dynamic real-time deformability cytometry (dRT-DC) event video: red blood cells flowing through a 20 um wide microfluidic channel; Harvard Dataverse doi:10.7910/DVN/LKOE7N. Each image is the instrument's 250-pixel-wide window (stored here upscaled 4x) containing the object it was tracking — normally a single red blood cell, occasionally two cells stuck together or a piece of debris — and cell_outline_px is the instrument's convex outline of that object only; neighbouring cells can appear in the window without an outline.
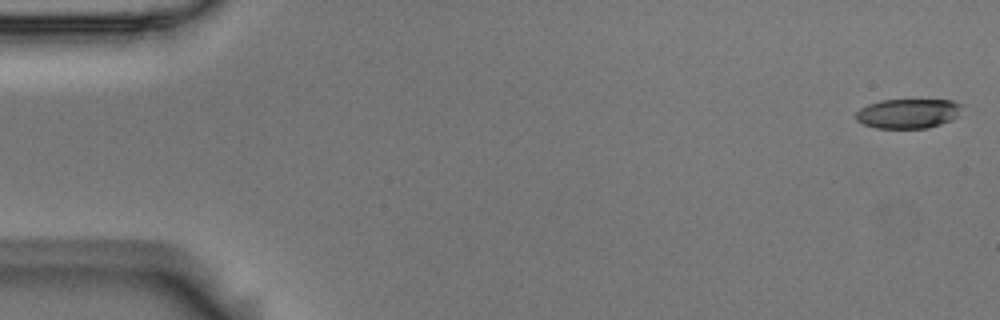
{"species": "Egyptian fruit bat (a non-hibernating species)", "species_latin": "Rousettus aegyptiacus", "temperature_condition": "room temperature", "stored_images_in_passage": 6, "segment_of_instrument_passage": [1, 2], "camera_frame_rate_fps": 3000, "um_per_image_px": 0.085, "animal": {"sex": "male"}, "frame": {"image": 1, "passage_image": 1, "time_ms": 0.0, "image_size_px": [1000, 320], "cell_outline_px": [[960, 104], [956, 116], [952, 120], [928, 128], [876, 128], [864, 124], [856, 120], [856, 112], [860, 108], [868, 104], [880, 100], [952, 100]], "centroid_in_image_um": [77.13, 9.65], "position_along_channel_um": 7.9, "area_um2": 18.09}}
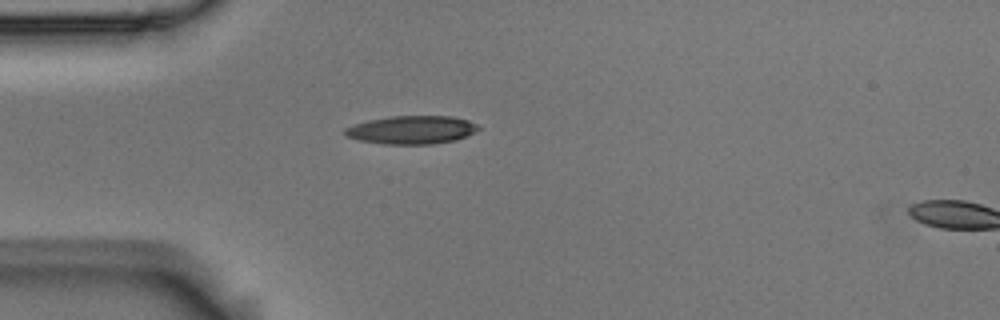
{"frame": {"image": 2, "passage_image": 5, "time_ms": 1.333, "image_size_px": [1000, 320], "cell_outline_px": [[480, 128], [456, 140], [432, 144], [384, 144], [360, 140], [344, 136], [344, 128], [352, 124], [368, 120], [392, 116], [452, 116], [468, 120], [476, 124]], "centroid_in_image_um": [34.94, 11.03], "position_along_channel_um": 50.1, "area_um2": 21.91}}